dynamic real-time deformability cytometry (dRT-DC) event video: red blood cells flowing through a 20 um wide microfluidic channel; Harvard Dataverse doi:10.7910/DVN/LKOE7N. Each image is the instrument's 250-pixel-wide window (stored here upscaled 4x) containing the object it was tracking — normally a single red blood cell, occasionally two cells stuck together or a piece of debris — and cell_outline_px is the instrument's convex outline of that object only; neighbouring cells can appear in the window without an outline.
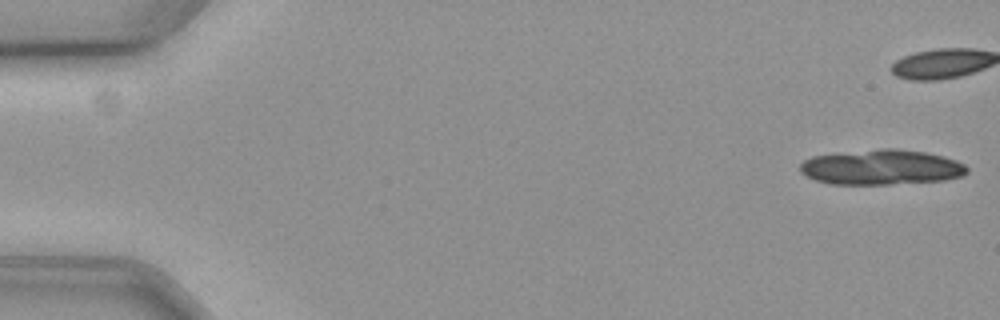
{"species": "common noctule bat (a hibernating species)", "species_latin": "Nyctalus noctula", "temperature_condition": "cold", "stored_images_in_passage": 15, "camera_frame_rate_fps": 3000, "um_per_image_px": 0.085, "animal": {"sex": "female", "body_mass_g": 19.3, "forearm_length_mm": 54.1}, "frame": {"image": 1, "passage_image": 1, "time_ms": 0.0, "image_size_px": [1000, 320], "cell_outline_px": [[968, 172], [964, 176], [944, 180], [892, 184], [828, 184], [816, 180], [800, 172], [800, 164], [804, 160], [812, 156], [836, 152], [880, 148], [896, 148], [924, 152], [944, 156], [956, 160], [964, 164], [968, 168]], "centroid_in_image_um": [74.92, 14.2], "position_along_channel_um": 10.1, "area_um2": 34.56}}